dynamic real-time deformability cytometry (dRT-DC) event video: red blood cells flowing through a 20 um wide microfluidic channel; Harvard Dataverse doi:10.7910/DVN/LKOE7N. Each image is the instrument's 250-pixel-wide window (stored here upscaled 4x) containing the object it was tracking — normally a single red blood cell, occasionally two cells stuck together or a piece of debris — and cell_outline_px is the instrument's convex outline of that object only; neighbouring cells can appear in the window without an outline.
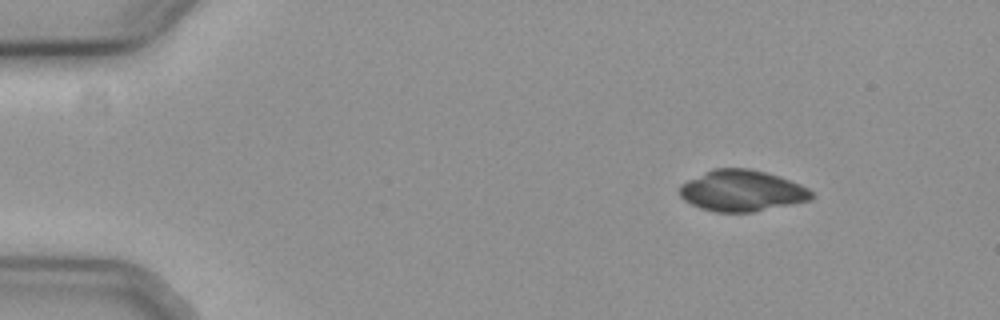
{"species": "common noctule bat (a hibernating species)", "species_latin": "Nyctalus noctula", "temperature_condition": "cold", "stored_images_in_passage": 49, "camera_frame_rate_fps": 3000, "um_per_image_px": 0.085, "animal": {"sex": "female", "body_mass_g": 19.3, "forearm_length_mm": 54.1}, "frame": {"image": 1, "passage_image": 1, "time_ms": 0.0, "image_size_px": [1000, 320], "cell_outline_px": [[816, 196], [812, 200], [752, 212], [712, 212], [700, 208], [684, 200], [680, 196], [680, 184], [712, 168], [748, 168], [780, 176], [800, 184], [808, 188]], "centroid_in_image_um": [63.07, 16.22], "position_along_channel_um": 21.9, "area_um2": 31.79}}